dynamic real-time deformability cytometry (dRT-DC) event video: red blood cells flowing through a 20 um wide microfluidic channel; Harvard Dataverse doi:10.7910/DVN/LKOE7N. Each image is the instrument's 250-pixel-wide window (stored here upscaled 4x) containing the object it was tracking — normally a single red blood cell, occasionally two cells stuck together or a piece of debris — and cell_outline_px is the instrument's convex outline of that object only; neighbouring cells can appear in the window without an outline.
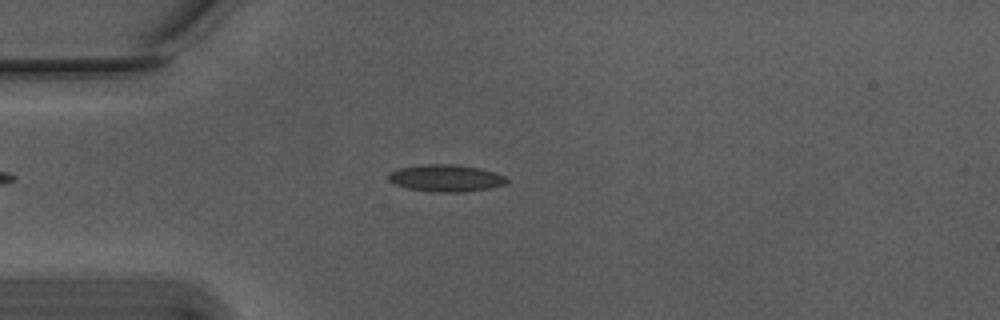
{"species": "Egyptian fruit bat (a non-hibernating species)", "species_latin": "Rousettus aegyptiacus", "temperature_condition": "warm", "stored_images_in_passage": 52, "camera_frame_rate_fps": 3000, "um_per_image_px": 0.085, "animal": {"sex": "male"}, "frame": {"image": 1, "passage_image": 12, "time_ms": 3.667, "image_size_px": [1000, 320], "cell_outline_px": [[508, 180], [504, 184], [488, 188], [464, 192], [436, 192], [408, 188], [396, 184], [388, 180], [388, 176], [392, 172], [400, 168], [420, 164], [456, 164], [480, 168], [496, 172], [504, 176]], "centroid_in_image_um": [37.91, 15.13], "position_along_channel_um": 47.1, "area_um2": 18.5}}
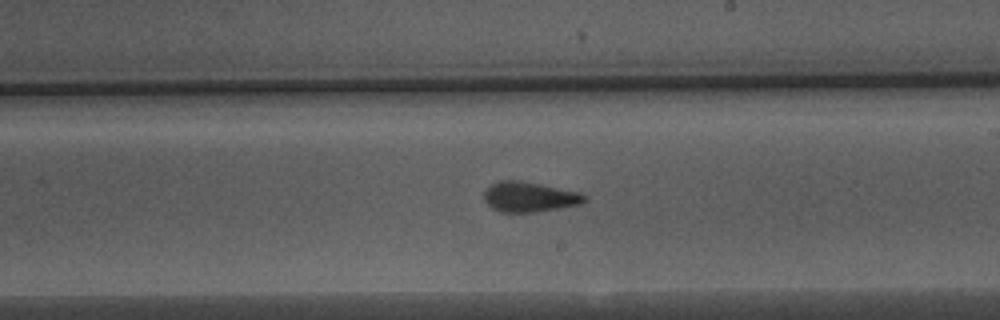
{"frame": {"image": 2, "passage_image": 29, "time_ms": 9.333, "image_size_px": [1000, 320], "cell_outline_px": [[588, 200], [580, 204], [560, 208], [532, 212], [500, 212], [492, 208], [484, 200], [484, 192], [492, 184], [500, 180], [520, 180], [580, 192], [588, 196]], "centroid_in_image_um": [45.02, 16.73], "position_along_channel_um": 244.0, "area_um2": 17.63}}
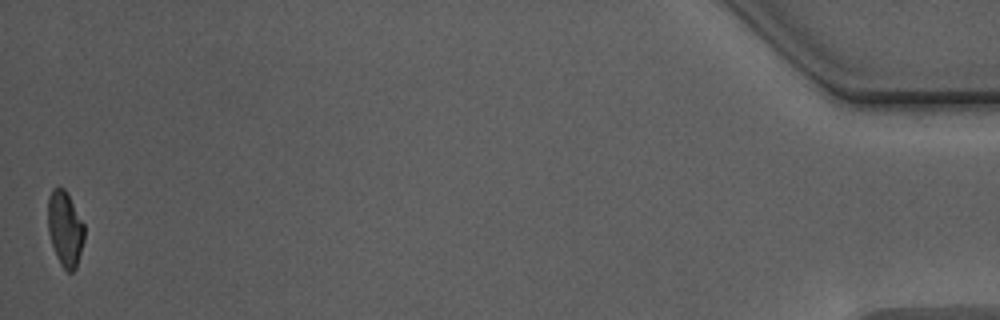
{"frame": {"image": 3, "passage_image": 52, "time_ms": 17.0, "image_size_px": [1000, 320], "cell_outline_px": [[84, 240], [76, 268], [72, 272], [68, 272], [60, 264], [56, 256], [48, 232], [48, 196], [52, 188], [60, 184], [64, 188], [84, 224]], "centroid_in_image_um": [5.52, 19.42], "position_along_channel_um": 429.7, "area_um2": 16.01}, "authors_computed_cell_mechanics": {"area_um2": 17.1955, "velocity_mm_per_s": 3.746, "shape_relaxation_time_tau1_ms": 5.9059, "shape_relaxation_time_tau2_ms": 1.522, "deformation_change_tau1": 0.1759, "deformation_change_tau2": 0.075}}